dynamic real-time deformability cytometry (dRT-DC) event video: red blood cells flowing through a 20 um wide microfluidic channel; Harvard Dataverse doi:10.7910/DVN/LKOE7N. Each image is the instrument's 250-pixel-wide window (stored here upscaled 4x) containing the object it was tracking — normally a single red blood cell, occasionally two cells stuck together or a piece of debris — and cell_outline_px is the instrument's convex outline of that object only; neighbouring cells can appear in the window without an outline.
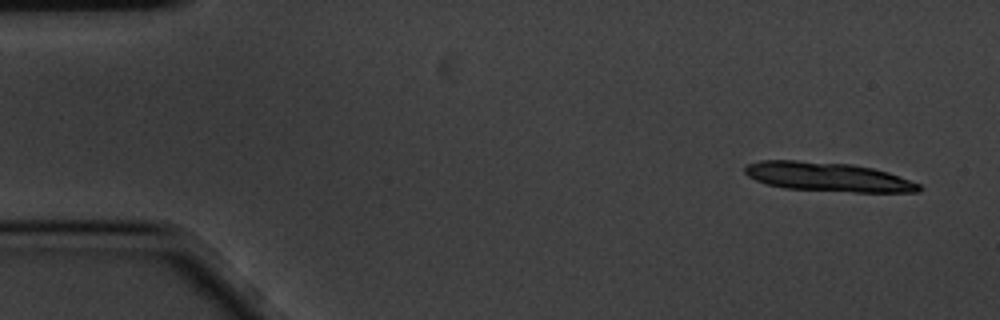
{"species": "common noctule bat (a hibernating species)", "species_latin": "Nyctalus noctula", "temperature_condition": "cold", "stored_images_in_passage": 6, "camera_frame_rate_fps": 3000, "um_per_image_px": 0.085, "animal": {"sex": "male", "body_mass_g": 20.1, "forearm_length_mm": 53.5}, "frame": {"image": 1, "passage_image": 1, "time_ms": 0.0, "image_size_px": [1000, 320], "cell_outline_px": [[924, 188], [920, 192], [852, 192], [784, 188], [768, 184], [756, 180], [748, 176], [744, 172], [744, 168], [748, 164], [760, 160], [796, 160], [852, 164], [872, 168], [888, 172], [920, 184]], "centroid_in_image_um": [70.38, 15.03], "position_along_channel_um": 14.6, "area_um2": 29.59}}
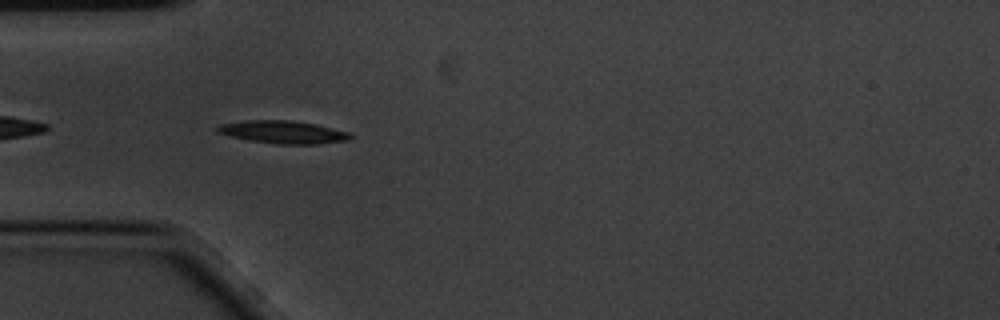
{"frame": {"image": 2, "passage_image": 5, "time_ms": 1.333, "image_size_px": [1000, 320], "cell_outline_px": [[352, 136], [348, 140], [320, 144], [276, 144], [248, 140], [228, 136], [216, 132], [216, 128], [220, 124], [244, 120], [288, 120], [316, 124], [348, 132]], "centroid_in_image_um": [24.01, 11.23], "position_along_channel_um": 61.0, "area_um2": 17.69}}
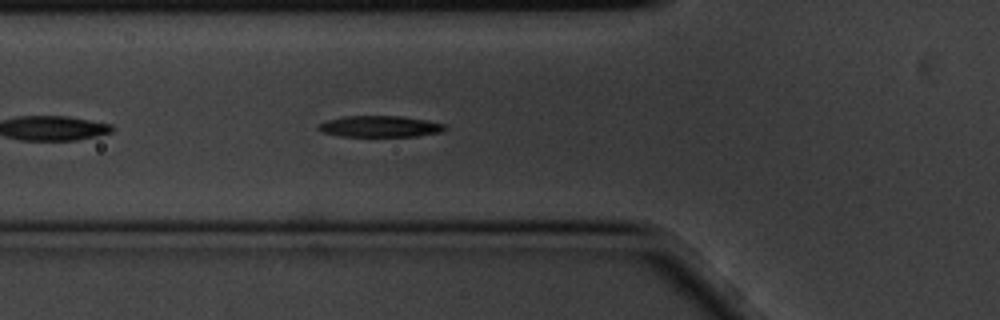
{"frame": {"image": 3, "passage_image": 6, "time_ms": 1.667, "image_size_px": [1000, 320], "cell_outline_px": [[448, 128], [440, 132], [416, 136], [340, 136], [324, 132], [316, 128], [320, 124], [328, 120], [344, 116], [404, 116], [444, 124]], "centroid_in_image_um": [32.31, 10.74], "position_along_channel_um": 93.5, "area_um2": 15.49}}